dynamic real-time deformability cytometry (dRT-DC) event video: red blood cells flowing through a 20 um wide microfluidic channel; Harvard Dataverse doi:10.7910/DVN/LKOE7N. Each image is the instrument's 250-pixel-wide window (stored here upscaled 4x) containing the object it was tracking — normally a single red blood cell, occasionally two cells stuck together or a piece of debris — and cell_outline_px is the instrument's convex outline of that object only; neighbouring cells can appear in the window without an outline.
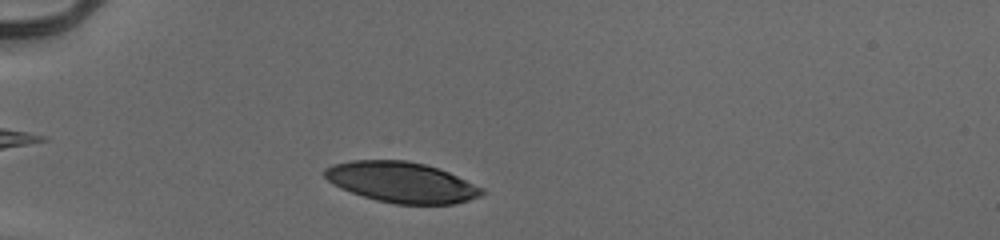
{"species": "human", "species_latin": "Homo sapiens", "temperature_condition": "cold", "stored_images_in_passage": 36, "camera_frame_rate_fps": 3000, "um_per_image_px": 0.085, "donor": {"sex": "male"}, "frame": {"image": 1, "passage_image": 4, "time_ms": 1.0, "image_size_px": [1000, 240], "cell_outline_px": [[484, 192], [480, 196], [456, 204], [396, 204], [376, 200], [340, 188], [332, 184], [324, 176], [324, 168], [332, 164], [352, 160], [404, 160], [424, 164], [448, 172], [484, 188]], "centroid_in_image_um": [34.11, 15.49], "position_along_channel_um": 50.9, "area_um2": 37.05}}
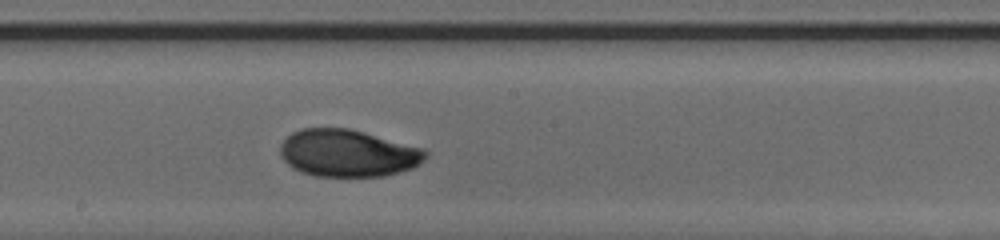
{"frame": {"image": 2, "passage_image": 19, "time_ms": 6.0, "image_size_px": [1000, 240], "cell_outline_px": [[428, 156], [424, 160], [412, 168], [384, 176], [316, 176], [300, 172], [292, 168], [280, 156], [280, 144], [292, 132], [300, 128], [348, 128], [364, 132], [424, 148], [428, 152]], "centroid_in_image_um": [29.56, 13.02], "position_along_channel_um": 218.6, "area_um2": 40.11}}
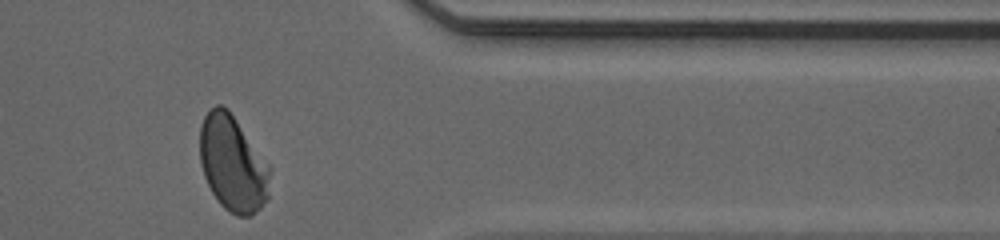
{"frame": {"image": 3, "passage_image": 33, "time_ms": 10.667, "image_size_px": [1000, 240], "cell_outline_px": [[268, 200], [252, 216], [236, 216], [224, 208], [220, 204], [212, 192], [204, 176], [200, 164], [200, 128], [204, 116], [216, 104], [220, 104], [228, 108], [268, 164]], "centroid_in_image_um": [19.75, 13.92], "position_along_channel_um": 391.6, "area_um2": 38.84}, "authors_computed_cell_mechanics": {"area_um2": 39.2462, "velocity_mm_per_s": 3.9305, "shape_relaxation_time_tau1_ms": 4.2925, "shape_relaxation_time_tau2_ms": 1.1263, "deformation_change_tau1": 0.1708, "deformation_change_tau2": 0.0449}}